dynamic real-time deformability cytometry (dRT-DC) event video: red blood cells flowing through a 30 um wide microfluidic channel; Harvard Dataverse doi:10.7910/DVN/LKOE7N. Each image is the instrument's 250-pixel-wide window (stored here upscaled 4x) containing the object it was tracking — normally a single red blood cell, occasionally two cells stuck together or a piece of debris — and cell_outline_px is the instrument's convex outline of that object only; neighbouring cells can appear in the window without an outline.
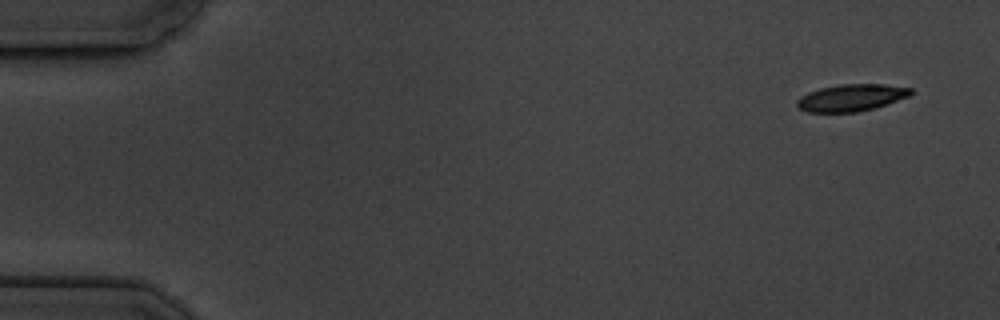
{"species": "common noctule bat (a hibernating species)", "species_latin": "Nyctalus noctula", "temperature_condition": "cold", "stored_images_in_passage": 5, "camera_frame_rate_fps": 3000, "um_per_image_px": 0.085, "animal": {"sex": "male", "body_mass_g": 19.5, "forearm_length_mm": 54.6}, "frame": {"image": 1, "passage_image": 1, "time_ms": 0.0, "image_size_px": [1000, 320], "cell_outline_px": [[912, 96], [876, 108], [856, 112], [808, 112], [800, 108], [796, 104], [796, 100], [800, 96], [808, 92], [820, 88], [840, 84], [884, 84], [912, 88]], "centroid_in_image_um": [72.4, 8.3], "position_along_channel_um": 12.6, "area_um2": 18.09}}
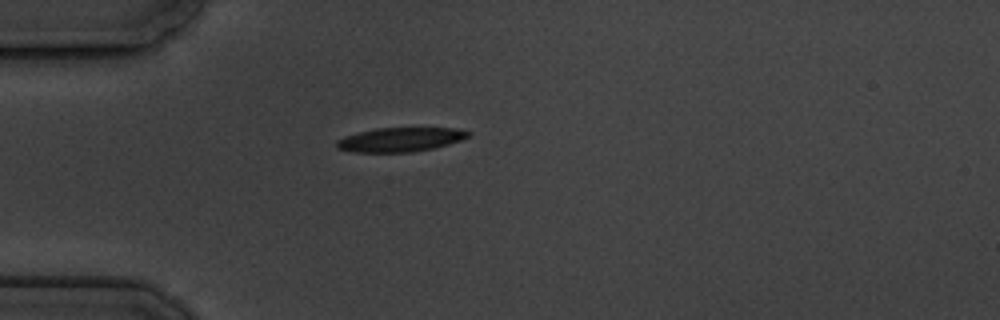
{"frame": {"image": 2, "passage_image": 5, "time_ms": 4.333, "image_size_px": [1000, 320], "cell_outline_px": [[472, 132], [468, 136], [460, 140], [448, 144], [432, 148], [412, 152], [352, 152], [336, 148], [336, 140], [344, 136], [376, 128], [456, 128]], "centroid_in_image_um": [33.99, 11.86], "position_along_channel_um": 51.0, "area_um2": 18.44}}